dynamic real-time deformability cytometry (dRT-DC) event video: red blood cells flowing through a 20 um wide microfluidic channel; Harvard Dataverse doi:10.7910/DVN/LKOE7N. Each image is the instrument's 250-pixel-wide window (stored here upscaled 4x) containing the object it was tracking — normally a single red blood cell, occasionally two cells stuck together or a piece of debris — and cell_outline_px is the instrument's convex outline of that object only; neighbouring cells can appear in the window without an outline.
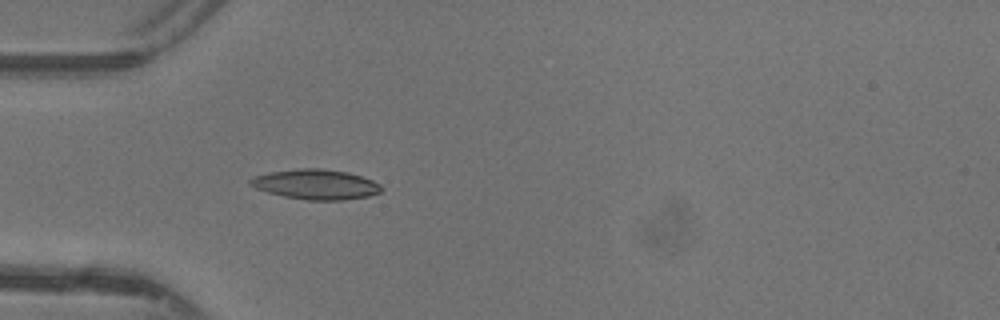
{"species": "common noctule bat (a hibernating species)", "species_latin": "Nyctalus noctula", "temperature_condition": "warm", "stored_images_in_passage": 37, "camera_frame_rate_fps": 3000, "um_per_image_px": 0.085, "animal": {"sex": "female"}, "frame": {"image": 1, "passage_image": 5, "time_ms": 1.333, "image_size_px": [1000, 320], "cell_outline_px": [[384, 188], [380, 192], [368, 196], [344, 200], [308, 200], [284, 196], [268, 192], [256, 188], [248, 184], [248, 180], [252, 176], [272, 172], [300, 168], [320, 168], [348, 172], [372, 180], [380, 184]], "centroid_in_image_um": [26.84, 15.67], "position_along_channel_um": 58.2, "area_um2": 22.89}}
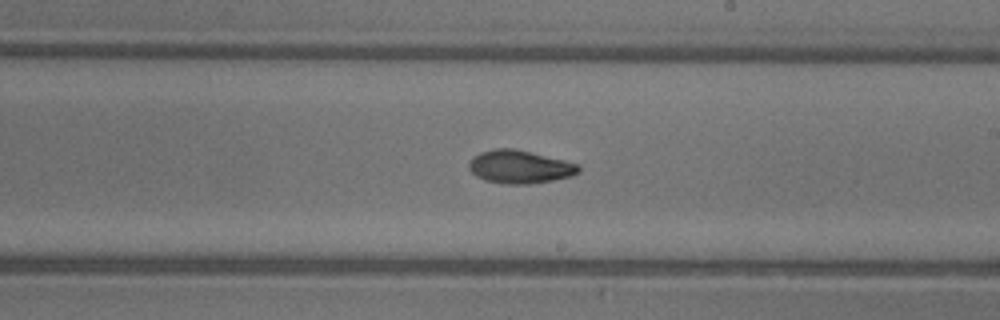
{"frame": {"image": 2, "passage_image": 18, "time_ms": 5.667, "image_size_px": [1000, 320], "cell_outline_px": [[580, 172], [572, 176], [552, 180], [528, 184], [504, 184], [484, 180], [476, 176], [468, 168], [468, 164], [472, 156], [480, 152], [492, 148], [512, 148], [564, 160], [580, 164]], "centroid_in_image_um": [44.15, 14.18], "position_along_channel_um": 244.8, "area_um2": 21.27}}
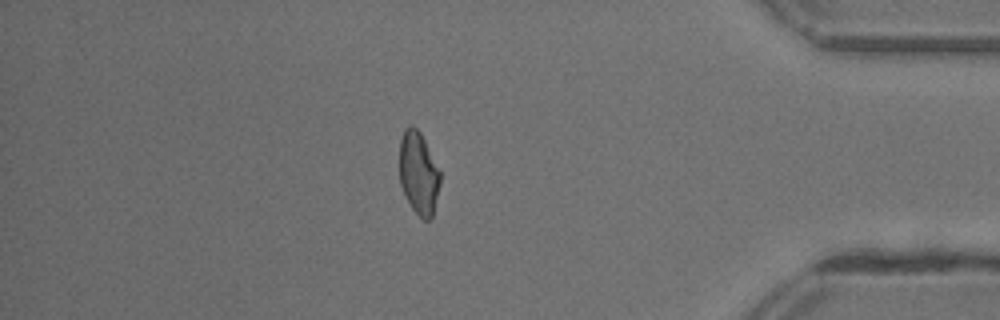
{"frame": {"image": 3, "passage_image": 31, "time_ms": 10.0, "image_size_px": [1000, 320], "cell_outline_px": [[440, 184], [432, 216], [428, 220], [424, 220], [412, 208], [400, 184], [400, 140], [404, 128], [408, 124], [412, 124], [420, 132], [440, 172]], "centroid_in_image_um": [35.57, 14.68], "position_along_channel_um": 399.6, "area_um2": 19.31}, "authors_computed_cell_mechanics": {"area_um2": 20.519, "velocity_mm_per_s": 4.4141, "shape_relaxation_time_tau1_ms": 9.8617, "shape_relaxation_time_tau2_ms": 2.7342, "deformation_change_tau1": 0.2809, "deformation_change_tau2": 0.0687}}